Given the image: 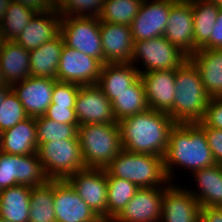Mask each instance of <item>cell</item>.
<instances>
[{
	"label": "cell",
	"mask_w": 222,
	"mask_h": 222,
	"mask_svg": "<svg viewBox=\"0 0 222 222\" xmlns=\"http://www.w3.org/2000/svg\"><path fill=\"white\" fill-rule=\"evenodd\" d=\"M118 124L123 150L164 158L169 133L176 122L167 113L147 109L120 120Z\"/></svg>",
	"instance_id": "1"
},
{
	"label": "cell",
	"mask_w": 222,
	"mask_h": 222,
	"mask_svg": "<svg viewBox=\"0 0 222 222\" xmlns=\"http://www.w3.org/2000/svg\"><path fill=\"white\" fill-rule=\"evenodd\" d=\"M215 164L204 130L197 123H176L170 130L164 156V169L170 183L174 179V166L193 173Z\"/></svg>",
	"instance_id": "2"
},
{
	"label": "cell",
	"mask_w": 222,
	"mask_h": 222,
	"mask_svg": "<svg viewBox=\"0 0 222 222\" xmlns=\"http://www.w3.org/2000/svg\"><path fill=\"white\" fill-rule=\"evenodd\" d=\"M173 109L168 115L176 123H197L204 117L210 97L207 95L200 73L187 59L176 69Z\"/></svg>",
	"instance_id": "3"
},
{
	"label": "cell",
	"mask_w": 222,
	"mask_h": 222,
	"mask_svg": "<svg viewBox=\"0 0 222 222\" xmlns=\"http://www.w3.org/2000/svg\"><path fill=\"white\" fill-rule=\"evenodd\" d=\"M104 169L107 176L128 180L139 188L164 187L170 183L164 169V158L160 156L122 149Z\"/></svg>",
	"instance_id": "4"
},
{
	"label": "cell",
	"mask_w": 222,
	"mask_h": 222,
	"mask_svg": "<svg viewBox=\"0 0 222 222\" xmlns=\"http://www.w3.org/2000/svg\"><path fill=\"white\" fill-rule=\"evenodd\" d=\"M78 140L86 168H105L122 150L119 124H83Z\"/></svg>",
	"instance_id": "5"
},
{
	"label": "cell",
	"mask_w": 222,
	"mask_h": 222,
	"mask_svg": "<svg viewBox=\"0 0 222 222\" xmlns=\"http://www.w3.org/2000/svg\"><path fill=\"white\" fill-rule=\"evenodd\" d=\"M37 154L50 180H64L85 169L78 139L38 143Z\"/></svg>",
	"instance_id": "6"
},
{
	"label": "cell",
	"mask_w": 222,
	"mask_h": 222,
	"mask_svg": "<svg viewBox=\"0 0 222 222\" xmlns=\"http://www.w3.org/2000/svg\"><path fill=\"white\" fill-rule=\"evenodd\" d=\"M60 34L64 45L98 59L104 64V53L97 17H61Z\"/></svg>",
	"instance_id": "7"
},
{
	"label": "cell",
	"mask_w": 222,
	"mask_h": 222,
	"mask_svg": "<svg viewBox=\"0 0 222 222\" xmlns=\"http://www.w3.org/2000/svg\"><path fill=\"white\" fill-rule=\"evenodd\" d=\"M187 59L188 57L183 52L164 36H160L148 40L134 41L131 63L137 66L136 63L142 61L144 68L140 69L138 66L137 69L140 73H147L177 69Z\"/></svg>",
	"instance_id": "8"
},
{
	"label": "cell",
	"mask_w": 222,
	"mask_h": 222,
	"mask_svg": "<svg viewBox=\"0 0 222 222\" xmlns=\"http://www.w3.org/2000/svg\"><path fill=\"white\" fill-rule=\"evenodd\" d=\"M49 180L37 153L13 155L0 152V190L16 185L38 187Z\"/></svg>",
	"instance_id": "9"
},
{
	"label": "cell",
	"mask_w": 222,
	"mask_h": 222,
	"mask_svg": "<svg viewBox=\"0 0 222 222\" xmlns=\"http://www.w3.org/2000/svg\"><path fill=\"white\" fill-rule=\"evenodd\" d=\"M80 198L107 222V173L103 168H85L66 179Z\"/></svg>",
	"instance_id": "10"
},
{
	"label": "cell",
	"mask_w": 222,
	"mask_h": 222,
	"mask_svg": "<svg viewBox=\"0 0 222 222\" xmlns=\"http://www.w3.org/2000/svg\"><path fill=\"white\" fill-rule=\"evenodd\" d=\"M102 63L79 50L63 46L57 70V80L80 86L95 85L100 78Z\"/></svg>",
	"instance_id": "11"
},
{
	"label": "cell",
	"mask_w": 222,
	"mask_h": 222,
	"mask_svg": "<svg viewBox=\"0 0 222 222\" xmlns=\"http://www.w3.org/2000/svg\"><path fill=\"white\" fill-rule=\"evenodd\" d=\"M74 109L79 126L98 123L118 124L111 101L97 84L80 86Z\"/></svg>",
	"instance_id": "12"
},
{
	"label": "cell",
	"mask_w": 222,
	"mask_h": 222,
	"mask_svg": "<svg viewBox=\"0 0 222 222\" xmlns=\"http://www.w3.org/2000/svg\"><path fill=\"white\" fill-rule=\"evenodd\" d=\"M53 205L56 222H103L66 179L54 180Z\"/></svg>",
	"instance_id": "13"
},
{
	"label": "cell",
	"mask_w": 222,
	"mask_h": 222,
	"mask_svg": "<svg viewBox=\"0 0 222 222\" xmlns=\"http://www.w3.org/2000/svg\"><path fill=\"white\" fill-rule=\"evenodd\" d=\"M169 13L170 0L142 1L138 13L130 25L134 41L163 36Z\"/></svg>",
	"instance_id": "14"
},
{
	"label": "cell",
	"mask_w": 222,
	"mask_h": 222,
	"mask_svg": "<svg viewBox=\"0 0 222 222\" xmlns=\"http://www.w3.org/2000/svg\"><path fill=\"white\" fill-rule=\"evenodd\" d=\"M164 187L139 188L111 222H160Z\"/></svg>",
	"instance_id": "15"
},
{
	"label": "cell",
	"mask_w": 222,
	"mask_h": 222,
	"mask_svg": "<svg viewBox=\"0 0 222 222\" xmlns=\"http://www.w3.org/2000/svg\"><path fill=\"white\" fill-rule=\"evenodd\" d=\"M193 29L191 4L170 0V13L163 36L188 58L197 51L194 47Z\"/></svg>",
	"instance_id": "16"
},
{
	"label": "cell",
	"mask_w": 222,
	"mask_h": 222,
	"mask_svg": "<svg viewBox=\"0 0 222 222\" xmlns=\"http://www.w3.org/2000/svg\"><path fill=\"white\" fill-rule=\"evenodd\" d=\"M174 183L164 186L160 222H199L201 206L189 191Z\"/></svg>",
	"instance_id": "17"
},
{
	"label": "cell",
	"mask_w": 222,
	"mask_h": 222,
	"mask_svg": "<svg viewBox=\"0 0 222 222\" xmlns=\"http://www.w3.org/2000/svg\"><path fill=\"white\" fill-rule=\"evenodd\" d=\"M57 80L47 77L30 76L11 86L29 117L45 114L52 103V91ZM18 85V86H17Z\"/></svg>",
	"instance_id": "18"
},
{
	"label": "cell",
	"mask_w": 222,
	"mask_h": 222,
	"mask_svg": "<svg viewBox=\"0 0 222 222\" xmlns=\"http://www.w3.org/2000/svg\"><path fill=\"white\" fill-rule=\"evenodd\" d=\"M175 75L176 69L140 73L149 109L167 114L173 109Z\"/></svg>",
	"instance_id": "19"
},
{
	"label": "cell",
	"mask_w": 222,
	"mask_h": 222,
	"mask_svg": "<svg viewBox=\"0 0 222 222\" xmlns=\"http://www.w3.org/2000/svg\"><path fill=\"white\" fill-rule=\"evenodd\" d=\"M105 63H131L134 39L131 26L100 21Z\"/></svg>",
	"instance_id": "20"
},
{
	"label": "cell",
	"mask_w": 222,
	"mask_h": 222,
	"mask_svg": "<svg viewBox=\"0 0 222 222\" xmlns=\"http://www.w3.org/2000/svg\"><path fill=\"white\" fill-rule=\"evenodd\" d=\"M61 15L56 9L36 13L15 42L31 51L60 33Z\"/></svg>",
	"instance_id": "21"
},
{
	"label": "cell",
	"mask_w": 222,
	"mask_h": 222,
	"mask_svg": "<svg viewBox=\"0 0 222 222\" xmlns=\"http://www.w3.org/2000/svg\"><path fill=\"white\" fill-rule=\"evenodd\" d=\"M188 59L198 69L207 95L222 97V49L200 48Z\"/></svg>",
	"instance_id": "22"
},
{
	"label": "cell",
	"mask_w": 222,
	"mask_h": 222,
	"mask_svg": "<svg viewBox=\"0 0 222 222\" xmlns=\"http://www.w3.org/2000/svg\"><path fill=\"white\" fill-rule=\"evenodd\" d=\"M140 78V72L132 63H105L102 65L97 85L111 101Z\"/></svg>",
	"instance_id": "23"
},
{
	"label": "cell",
	"mask_w": 222,
	"mask_h": 222,
	"mask_svg": "<svg viewBox=\"0 0 222 222\" xmlns=\"http://www.w3.org/2000/svg\"><path fill=\"white\" fill-rule=\"evenodd\" d=\"M35 117H28L14 127L2 131V152L13 155L37 153Z\"/></svg>",
	"instance_id": "24"
},
{
	"label": "cell",
	"mask_w": 222,
	"mask_h": 222,
	"mask_svg": "<svg viewBox=\"0 0 222 222\" xmlns=\"http://www.w3.org/2000/svg\"><path fill=\"white\" fill-rule=\"evenodd\" d=\"M0 68L8 85L21 82L30 74V54L15 41H3L0 50Z\"/></svg>",
	"instance_id": "25"
},
{
	"label": "cell",
	"mask_w": 222,
	"mask_h": 222,
	"mask_svg": "<svg viewBox=\"0 0 222 222\" xmlns=\"http://www.w3.org/2000/svg\"><path fill=\"white\" fill-rule=\"evenodd\" d=\"M194 174V175H193ZM196 180L197 190H190L201 208L222 207V165L203 168L192 173Z\"/></svg>",
	"instance_id": "26"
},
{
	"label": "cell",
	"mask_w": 222,
	"mask_h": 222,
	"mask_svg": "<svg viewBox=\"0 0 222 222\" xmlns=\"http://www.w3.org/2000/svg\"><path fill=\"white\" fill-rule=\"evenodd\" d=\"M63 46L64 41L59 33L52 40L29 51L31 76L47 77L57 80V70Z\"/></svg>",
	"instance_id": "27"
},
{
	"label": "cell",
	"mask_w": 222,
	"mask_h": 222,
	"mask_svg": "<svg viewBox=\"0 0 222 222\" xmlns=\"http://www.w3.org/2000/svg\"><path fill=\"white\" fill-rule=\"evenodd\" d=\"M31 187L16 185L0 190V218L8 222H29Z\"/></svg>",
	"instance_id": "28"
},
{
	"label": "cell",
	"mask_w": 222,
	"mask_h": 222,
	"mask_svg": "<svg viewBox=\"0 0 222 222\" xmlns=\"http://www.w3.org/2000/svg\"><path fill=\"white\" fill-rule=\"evenodd\" d=\"M191 7L194 22V47L198 50L210 40L220 6L207 0H201L191 3Z\"/></svg>",
	"instance_id": "29"
},
{
	"label": "cell",
	"mask_w": 222,
	"mask_h": 222,
	"mask_svg": "<svg viewBox=\"0 0 222 222\" xmlns=\"http://www.w3.org/2000/svg\"><path fill=\"white\" fill-rule=\"evenodd\" d=\"M114 116L120 120L149 109L145 94V88L141 78H139L129 90L120 94H115V100L112 102Z\"/></svg>",
	"instance_id": "30"
},
{
	"label": "cell",
	"mask_w": 222,
	"mask_h": 222,
	"mask_svg": "<svg viewBox=\"0 0 222 222\" xmlns=\"http://www.w3.org/2000/svg\"><path fill=\"white\" fill-rule=\"evenodd\" d=\"M53 204L54 180L31 187L29 222H56Z\"/></svg>",
	"instance_id": "31"
},
{
	"label": "cell",
	"mask_w": 222,
	"mask_h": 222,
	"mask_svg": "<svg viewBox=\"0 0 222 222\" xmlns=\"http://www.w3.org/2000/svg\"><path fill=\"white\" fill-rule=\"evenodd\" d=\"M139 189L134 183L107 176V222H111Z\"/></svg>",
	"instance_id": "32"
},
{
	"label": "cell",
	"mask_w": 222,
	"mask_h": 222,
	"mask_svg": "<svg viewBox=\"0 0 222 222\" xmlns=\"http://www.w3.org/2000/svg\"><path fill=\"white\" fill-rule=\"evenodd\" d=\"M36 13L31 8L12 1L0 24L3 39L15 41Z\"/></svg>",
	"instance_id": "33"
},
{
	"label": "cell",
	"mask_w": 222,
	"mask_h": 222,
	"mask_svg": "<svg viewBox=\"0 0 222 222\" xmlns=\"http://www.w3.org/2000/svg\"><path fill=\"white\" fill-rule=\"evenodd\" d=\"M142 0H104L99 21L130 26Z\"/></svg>",
	"instance_id": "34"
},
{
	"label": "cell",
	"mask_w": 222,
	"mask_h": 222,
	"mask_svg": "<svg viewBox=\"0 0 222 222\" xmlns=\"http://www.w3.org/2000/svg\"><path fill=\"white\" fill-rule=\"evenodd\" d=\"M35 124L38 143L53 140L78 139L79 125L59 123L44 115L35 117Z\"/></svg>",
	"instance_id": "35"
},
{
	"label": "cell",
	"mask_w": 222,
	"mask_h": 222,
	"mask_svg": "<svg viewBox=\"0 0 222 222\" xmlns=\"http://www.w3.org/2000/svg\"><path fill=\"white\" fill-rule=\"evenodd\" d=\"M28 117L17 95L11 90L0 106V130L12 128Z\"/></svg>",
	"instance_id": "36"
},
{
	"label": "cell",
	"mask_w": 222,
	"mask_h": 222,
	"mask_svg": "<svg viewBox=\"0 0 222 222\" xmlns=\"http://www.w3.org/2000/svg\"><path fill=\"white\" fill-rule=\"evenodd\" d=\"M103 6L104 0H64L56 10L62 17L88 16L98 18Z\"/></svg>",
	"instance_id": "37"
},
{
	"label": "cell",
	"mask_w": 222,
	"mask_h": 222,
	"mask_svg": "<svg viewBox=\"0 0 222 222\" xmlns=\"http://www.w3.org/2000/svg\"><path fill=\"white\" fill-rule=\"evenodd\" d=\"M80 85L71 82L56 81L52 91V103L57 105H75Z\"/></svg>",
	"instance_id": "38"
},
{
	"label": "cell",
	"mask_w": 222,
	"mask_h": 222,
	"mask_svg": "<svg viewBox=\"0 0 222 222\" xmlns=\"http://www.w3.org/2000/svg\"><path fill=\"white\" fill-rule=\"evenodd\" d=\"M75 105L50 104L44 116L59 123L79 125Z\"/></svg>",
	"instance_id": "39"
},
{
	"label": "cell",
	"mask_w": 222,
	"mask_h": 222,
	"mask_svg": "<svg viewBox=\"0 0 222 222\" xmlns=\"http://www.w3.org/2000/svg\"><path fill=\"white\" fill-rule=\"evenodd\" d=\"M201 122L206 127L222 129V97L209 99Z\"/></svg>",
	"instance_id": "40"
},
{
	"label": "cell",
	"mask_w": 222,
	"mask_h": 222,
	"mask_svg": "<svg viewBox=\"0 0 222 222\" xmlns=\"http://www.w3.org/2000/svg\"><path fill=\"white\" fill-rule=\"evenodd\" d=\"M197 124L204 130L208 145L216 164L222 165V129L206 127L201 121Z\"/></svg>",
	"instance_id": "41"
},
{
	"label": "cell",
	"mask_w": 222,
	"mask_h": 222,
	"mask_svg": "<svg viewBox=\"0 0 222 222\" xmlns=\"http://www.w3.org/2000/svg\"><path fill=\"white\" fill-rule=\"evenodd\" d=\"M202 48L222 49V7L219 9L217 21L211 31L210 40Z\"/></svg>",
	"instance_id": "42"
},
{
	"label": "cell",
	"mask_w": 222,
	"mask_h": 222,
	"mask_svg": "<svg viewBox=\"0 0 222 222\" xmlns=\"http://www.w3.org/2000/svg\"><path fill=\"white\" fill-rule=\"evenodd\" d=\"M199 222H222V207L201 208Z\"/></svg>",
	"instance_id": "43"
},
{
	"label": "cell",
	"mask_w": 222,
	"mask_h": 222,
	"mask_svg": "<svg viewBox=\"0 0 222 222\" xmlns=\"http://www.w3.org/2000/svg\"><path fill=\"white\" fill-rule=\"evenodd\" d=\"M13 2L20 3L28 8H31L37 13L53 10L54 8L48 3L47 0H12Z\"/></svg>",
	"instance_id": "44"
},
{
	"label": "cell",
	"mask_w": 222,
	"mask_h": 222,
	"mask_svg": "<svg viewBox=\"0 0 222 222\" xmlns=\"http://www.w3.org/2000/svg\"><path fill=\"white\" fill-rule=\"evenodd\" d=\"M12 0H0V24Z\"/></svg>",
	"instance_id": "45"
},
{
	"label": "cell",
	"mask_w": 222,
	"mask_h": 222,
	"mask_svg": "<svg viewBox=\"0 0 222 222\" xmlns=\"http://www.w3.org/2000/svg\"><path fill=\"white\" fill-rule=\"evenodd\" d=\"M12 90L11 87H0V106L3 104L5 96Z\"/></svg>",
	"instance_id": "46"
},
{
	"label": "cell",
	"mask_w": 222,
	"mask_h": 222,
	"mask_svg": "<svg viewBox=\"0 0 222 222\" xmlns=\"http://www.w3.org/2000/svg\"><path fill=\"white\" fill-rule=\"evenodd\" d=\"M0 87H11L10 85H8V83L6 82L4 75H3V71L0 68Z\"/></svg>",
	"instance_id": "47"
},
{
	"label": "cell",
	"mask_w": 222,
	"mask_h": 222,
	"mask_svg": "<svg viewBox=\"0 0 222 222\" xmlns=\"http://www.w3.org/2000/svg\"><path fill=\"white\" fill-rule=\"evenodd\" d=\"M47 1L54 9H57L64 0H47Z\"/></svg>",
	"instance_id": "48"
},
{
	"label": "cell",
	"mask_w": 222,
	"mask_h": 222,
	"mask_svg": "<svg viewBox=\"0 0 222 222\" xmlns=\"http://www.w3.org/2000/svg\"><path fill=\"white\" fill-rule=\"evenodd\" d=\"M173 1L176 2V3H188V4H191V3L198 2V1H201V0H173Z\"/></svg>",
	"instance_id": "49"
},
{
	"label": "cell",
	"mask_w": 222,
	"mask_h": 222,
	"mask_svg": "<svg viewBox=\"0 0 222 222\" xmlns=\"http://www.w3.org/2000/svg\"><path fill=\"white\" fill-rule=\"evenodd\" d=\"M207 1L212 2L216 4L217 6L222 7V0H207Z\"/></svg>",
	"instance_id": "50"
},
{
	"label": "cell",
	"mask_w": 222,
	"mask_h": 222,
	"mask_svg": "<svg viewBox=\"0 0 222 222\" xmlns=\"http://www.w3.org/2000/svg\"><path fill=\"white\" fill-rule=\"evenodd\" d=\"M0 152H2V131L0 130Z\"/></svg>",
	"instance_id": "51"
},
{
	"label": "cell",
	"mask_w": 222,
	"mask_h": 222,
	"mask_svg": "<svg viewBox=\"0 0 222 222\" xmlns=\"http://www.w3.org/2000/svg\"><path fill=\"white\" fill-rule=\"evenodd\" d=\"M3 41H4V39H3L1 32H0V50H1V46H2Z\"/></svg>",
	"instance_id": "52"
},
{
	"label": "cell",
	"mask_w": 222,
	"mask_h": 222,
	"mask_svg": "<svg viewBox=\"0 0 222 222\" xmlns=\"http://www.w3.org/2000/svg\"><path fill=\"white\" fill-rule=\"evenodd\" d=\"M0 222H8V221H5L4 219L0 218Z\"/></svg>",
	"instance_id": "53"
}]
</instances>
